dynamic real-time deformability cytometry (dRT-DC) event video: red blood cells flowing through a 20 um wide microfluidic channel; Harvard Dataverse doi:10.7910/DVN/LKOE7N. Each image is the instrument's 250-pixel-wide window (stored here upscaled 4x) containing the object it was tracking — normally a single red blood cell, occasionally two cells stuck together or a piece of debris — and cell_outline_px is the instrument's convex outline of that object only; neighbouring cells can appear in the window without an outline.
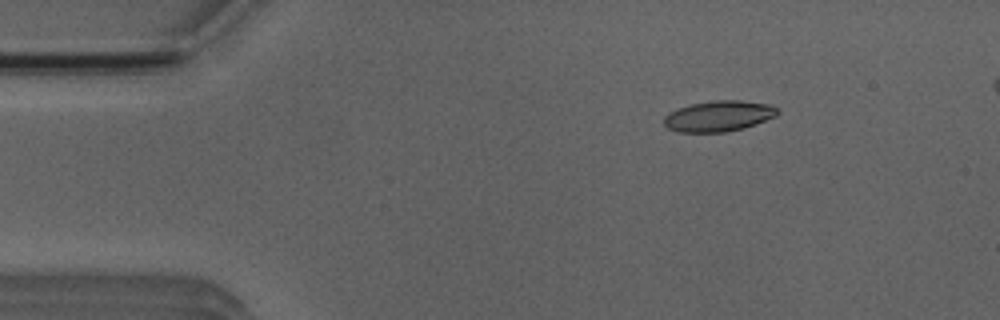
{"species": "Egyptian fruit bat (a non-hibernating species)", "species_latin": "Rousettus aegyptiacus", "temperature_condition": "room temperature", "stored_images_in_passage": 6, "camera_frame_rate_fps": 3000, "um_per_image_px": 0.085, "animal": {"sex": "male"}, "frame": {"image": 1, "passage_image": 3, "time_ms": 2.333, "image_size_px": [1000, 320], "cell_outline_px": [[780, 112], [776, 116], [756, 124], [744, 128], [724, 132], [680, 132], [668, 128], [664, 124], [664, 116], [668, 112], [676, 108], [692, 104], [716, 100], [740, 100], [768, 104], [776, 108]], "centroid_in_image_um": [61.08, 9.87], "position_along_channel_um": 23.9, "area_um2": 20.35}}